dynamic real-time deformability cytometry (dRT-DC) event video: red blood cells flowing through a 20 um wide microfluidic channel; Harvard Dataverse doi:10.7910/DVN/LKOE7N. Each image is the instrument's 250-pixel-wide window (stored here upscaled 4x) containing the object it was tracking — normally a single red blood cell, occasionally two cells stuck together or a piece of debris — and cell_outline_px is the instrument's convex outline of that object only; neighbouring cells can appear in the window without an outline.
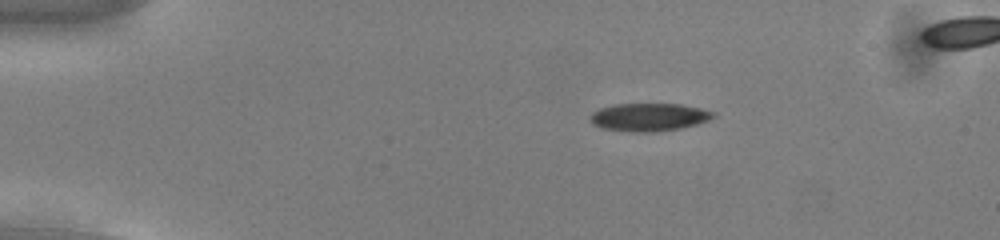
{"species": "common noctule bat (a hibernating species)", "species_latin": "Nyctalus noctula", "temperature_condition": "cold", "stored_images_in_passage": 53, "camera_frame_rate_fps": 3000, "um_per_image_px": 0.085, "animal": {"sex": "male", "body_mass_g": 13.0, "forearm_length_mm": 53.1}, "frame": {"image": 1, "passage_image": 9, "time_ms": 2.667, "image_size_px": [1000, 240], "cell_outline_px": [[716, 116], [708, 120], [696, 124], [680, 128], [656, 132], [636, 132], [600, 128], [592, 124], [588, 120], [588, 116], [592, 112], [600, 108], [616, 104], [680, 104], [700, 108], [716, 112]], "centroid_in_image_um": [55.13, 9.96], "position_along_channel_um": 29.9, "area_um2": 20.17}}
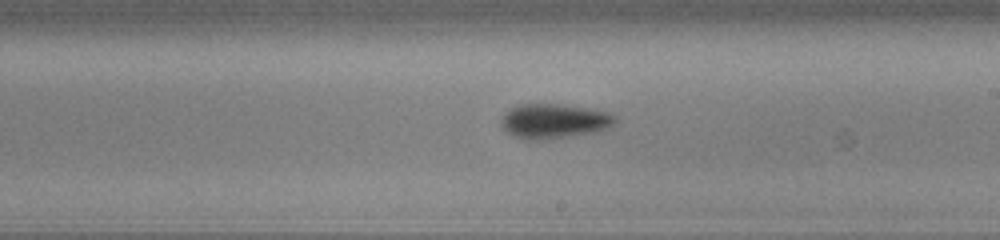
{"frame": {"image": 2, "passage_image": 31, "time_ms": 10.0, "image_size_px": [1000, 240], "cell_outline_px": [[616, 120], [608, 128], [600, 132], [544, 140], [528, 140], [516, 136], [508, 132], [500, 124], [500, 120], [512, 108], [520, 104], [564, 104], [588, 108], [608, 112], [616, 116]], "centroid_in_image_um": [47.14, 10.3], "position_along_channel_um": 241.9, "area_um2": 23.06}}
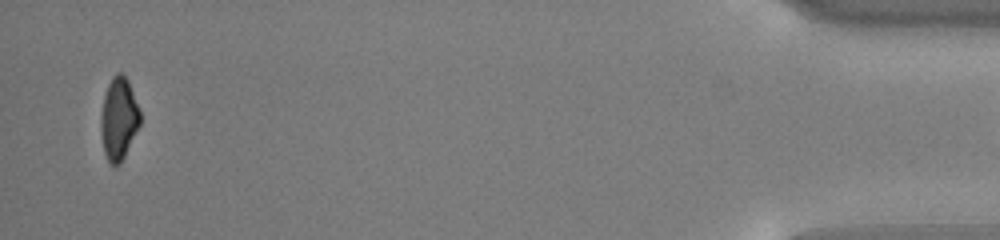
{"frame": {"image": 3, "passage_image": 52, "time_ms": 17.0, "image_size_px": [1000, 240], "cell_outline_px": [[140, 124], [124, 156], [116, 164], [112, 164], [108, 160], [104, 152], [100, 132], [100, 116], [104, 96], [108, 84], [112, 76], [116, 72], [124, 72], [128, 80], [140, 108]], "centroid_in_image_um": [10.09, 10.01], "position_along_channel_um": 425.1, "area_um2": 18.84}}